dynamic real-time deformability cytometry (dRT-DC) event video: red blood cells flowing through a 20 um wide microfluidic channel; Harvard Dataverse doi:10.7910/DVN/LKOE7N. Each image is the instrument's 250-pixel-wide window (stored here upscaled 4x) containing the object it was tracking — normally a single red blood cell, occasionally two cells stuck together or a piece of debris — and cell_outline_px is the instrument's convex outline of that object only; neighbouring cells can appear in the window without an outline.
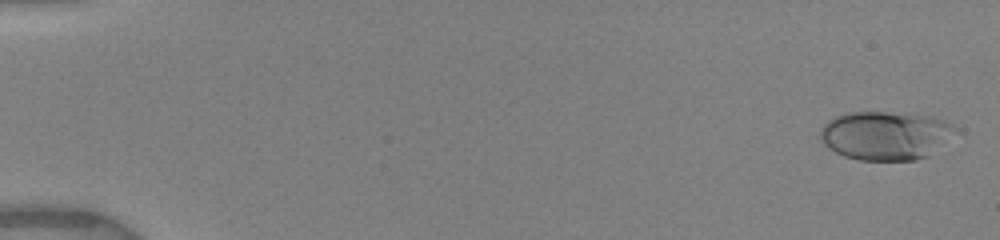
{"species": "human", "species_latin": "Homo sapiens", "temperature_condition": "warm", "stored_images_in_passage": 39, "camera_frame_rate_fps": 3000, "um_per_image_px": 0.085, "donor": {"sex": "female"}, "frame": {"image": 1, "passage_image": 1, "time_ms": 0.0, "image_size_px": [1000, 240], "cell_outline_px": [[960, 132], [928, 156], [916, 160], [860, 160], [844, 156], [836, 152], [824, 144], [820, 140], [820, 128], [828, 120], [836, 116], [848, 112], [884, 112], [932, 116], [944, 120], [952, 124]], "centroid_in_image_um": [75.3, 11.51], "position_along_channel_um": 9.7, "area_um2": 38.61}}
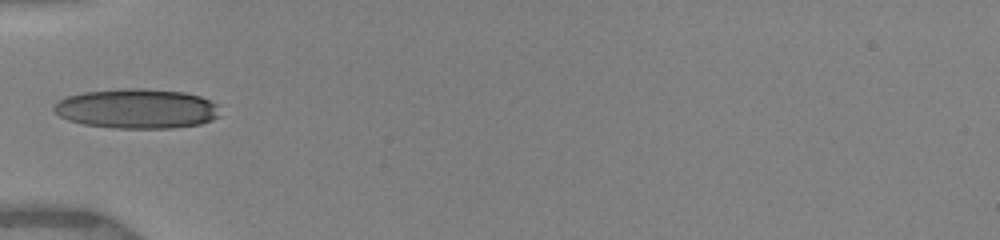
{"frame": {"image": 2, "passage_image": 17, "time_ms": 5.667, "image_size_px": [1000, 240], "cell_outline_px": [[220, 116], [212, 120], [200, 124], [172, 128], [116, 128], [84, 124], [68, 120], [60, 116], [52, 108], [52, 104], [68, 96], [84, 92], [120, 88], [140, 88], [184, 92], [200, 96], [216, 104]], "centroid_in_image_um": [11.62, 9.23], "position_along_channel_um": 73.4, "area_um2": 38.44}}
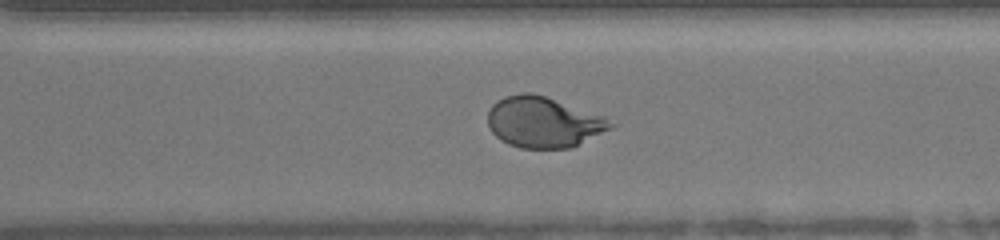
{"frame": {"image": 3, "passage_image": 36, "time_ms": 12.0, "image_size_px": [1000, 240], "cell_outline_px": [[620, 124], [612, 128], [568, 148], [520, 148], [508, 144], [500, 140], [488, 128], [488, 108], [492, 104], [504, 96], [520, 92], [532, 92], [604, 116]], "centroid_in_image_um": [46.17, 10.37], "position_along_channel_um": 324.4, "area_um2": 36.41}}